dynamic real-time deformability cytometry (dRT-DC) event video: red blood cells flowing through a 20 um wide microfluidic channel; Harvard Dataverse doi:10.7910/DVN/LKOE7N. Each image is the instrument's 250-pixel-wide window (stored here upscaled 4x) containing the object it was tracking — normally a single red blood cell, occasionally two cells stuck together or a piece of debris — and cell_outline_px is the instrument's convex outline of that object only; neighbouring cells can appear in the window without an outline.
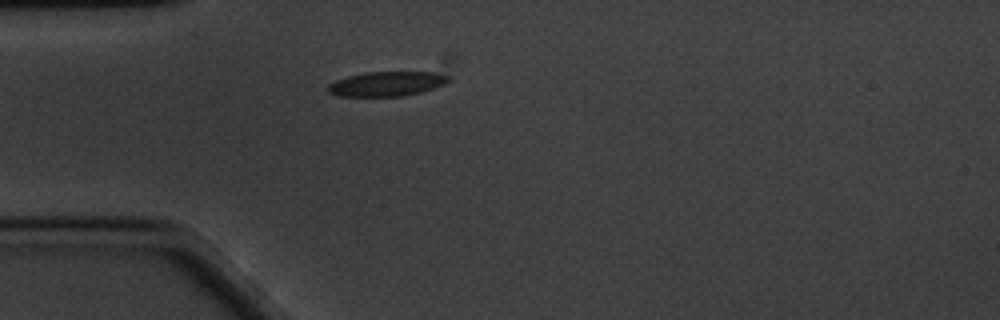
{"species": "common noctule bat (a hibernating species)", "species_latin": "Nyctalus noctula", "temperature_condition": "cold", "stored_images_in_passage": 45, "camera_frame_rate_fps": 3000, "um_per_image_px": 0.085, "animal": {"sex": "male", "body_mass_g": 20.1, "forearm_length_mm": 53.5}, "frame": {"image": 1, "passage_image": 1, "time_ms": 0.0, "image_size_px": [1000, 320], "cell_outline_px": [[448, 80], [444, 84], [420, 92], [400, 96], [336, 96], [328, 92], [324, 88], [328, 84], [336, 80], [348, 76], [364, 72], [432, 72], [448, 76]], "centroid_in_image_um": [32.77, 7.13], "position_along_channel_um": 52.2, "area_um2": 17.17}}
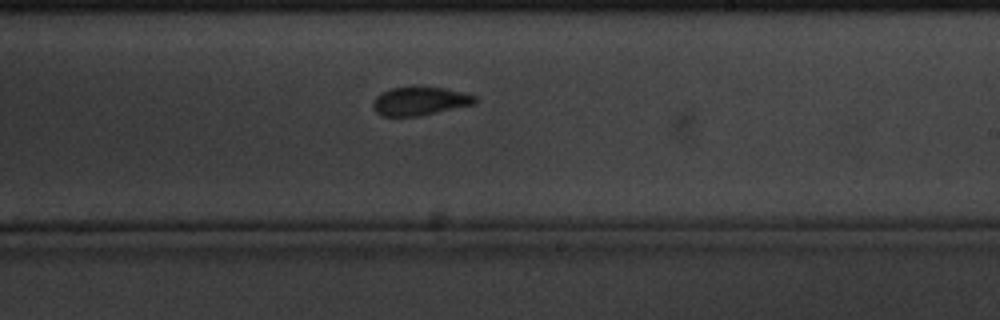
{"frame": {"image": 2, "passage_image": 20, "time_ms": 6.333, "image_size_px": [1000, 320], "cell_outline_px": [[476, 100], [472, 104], [416, 116], [380, 116], [372, 108], [372, 100], [380, 92], [392, 88], [412, 84], [416, 84], [444, 88], [476, 96]], "centroid_in_image_um": [35.57, 8.55], "position_along_channel_um": 253.4, "area_um2": 17.22}}
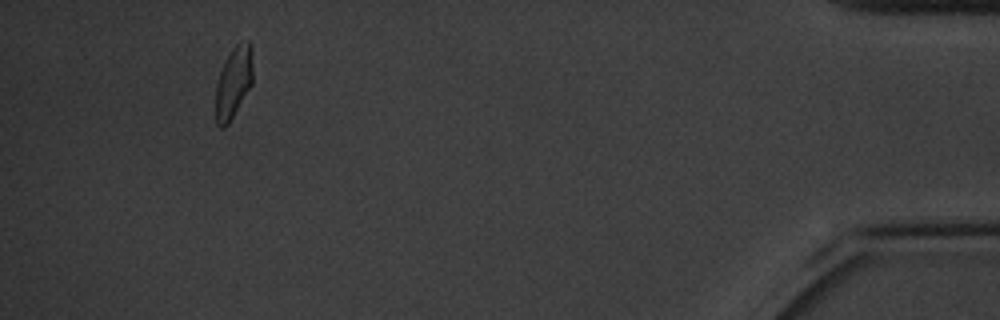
{"frame": {"image": 3, "passage_image": 41, "time_ms": 13.333, "image_size_px": [1000, 320], "cell_outline_px": [[252, 84], [228, 124], [224, 128], [220, 128], [216, 124], [216, 84], [224, 60], [232, 48], [240, 40], [248, 40], [252, 44]], "centroid_in_image_um": [19.86, 6.95], "position_along_channel_um": 415.3, "area_um2": 15.66}, "authors_computed_cell_mechanics": {"area_um2": 16.8776, "velocity_mm_per_s": 3.2852, "shape_relaxation_time_tau1_ms": 4.4647, "shape_relaxation_time_tau2_ms": 1.9032, "deformation_change_tau1": 0.1258, "deformation_change_tau2": 0.0662}}